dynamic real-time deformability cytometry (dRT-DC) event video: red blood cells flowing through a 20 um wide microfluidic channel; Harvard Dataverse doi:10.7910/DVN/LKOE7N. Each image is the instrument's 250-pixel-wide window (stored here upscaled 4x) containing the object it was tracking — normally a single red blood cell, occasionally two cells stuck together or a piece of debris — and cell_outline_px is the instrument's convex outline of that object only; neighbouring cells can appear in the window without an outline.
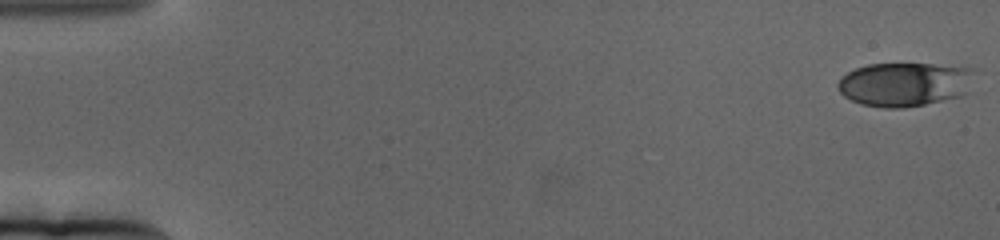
{"species": "human", "species_latin": "Homo sapiens", "temperature_condition": "cold", "stored_images_in_passage": 65, "camera_frame_rate_fps": 3000, "um_per_image_px": 0.085, "donor": {"sex": "female"}, "frame": {"image": 1, "passage_image": 1, "time_ms": 0.0, "image_size_px": [1000, 240], "cell_outline_px": [[972, 68], [964, 92], [960, 96], [924, 104], [904, 108], [884, 108], [860, 104], [844, 96], [836, 88], [836, 84], [848, 72], [856, 68], [868, 64], [932, 64]], "centroid_in_image_um": [76.78, 7.17], "position_along_channel_um": 8.2, "area_um2": 34.33}}
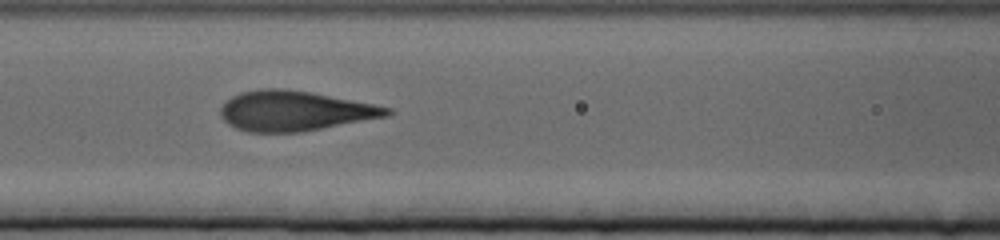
{"frame": {"image": 2, "passage_image": 29, "time_ms": 9.333, "image_size_px": [1000, 240], "cell_outline_px": [[396, 112], [388, 116], [304, 132], [248, 132], [236, 128], [228, 124], [220, 116], [220, 108], [232, 96], [240, 92], [264, 88], [284, 88], [312, 92], [392, 108]], "centroid_in_image_um": [25.05, 9.43], "position_along_channel_um": 141.5, "area_um2": 38.96}}
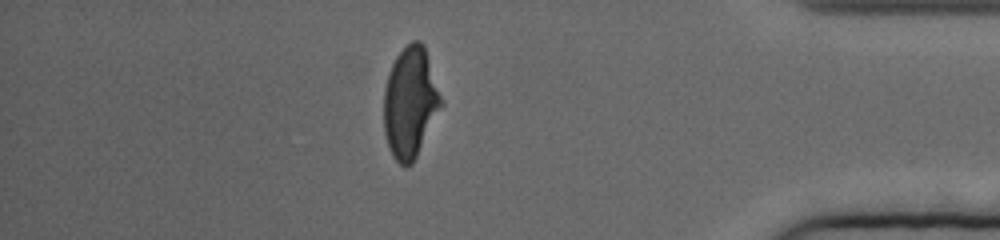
{"frame": {"image": 3, "passage_image": 57, "time_ms": 18.667, "image_size_px": [1000, 240], "cell_outline_px": [[444, 104], [412, 164], [404, 168], [392, 156], [384, 132], [384, 88], [388, 72], [396, 56], [412, 40], [420, 40], [424, 44]], "centroid_in_image_um": [34.87, 8.71], "position_along_channel_um": 400.3, "area_um2": 37.17}, "authors_computed_cell_mechanics": {"area_um2": 38.2636, "velocity_mm_per_s": 3.1223, "shape_relaxation_time_tau1_ms": 3.9356, "shape_relaxation_time_tau2_ms": null, "deformation_change_tau1": 0.1769, "deformation_change_tau2": null}}